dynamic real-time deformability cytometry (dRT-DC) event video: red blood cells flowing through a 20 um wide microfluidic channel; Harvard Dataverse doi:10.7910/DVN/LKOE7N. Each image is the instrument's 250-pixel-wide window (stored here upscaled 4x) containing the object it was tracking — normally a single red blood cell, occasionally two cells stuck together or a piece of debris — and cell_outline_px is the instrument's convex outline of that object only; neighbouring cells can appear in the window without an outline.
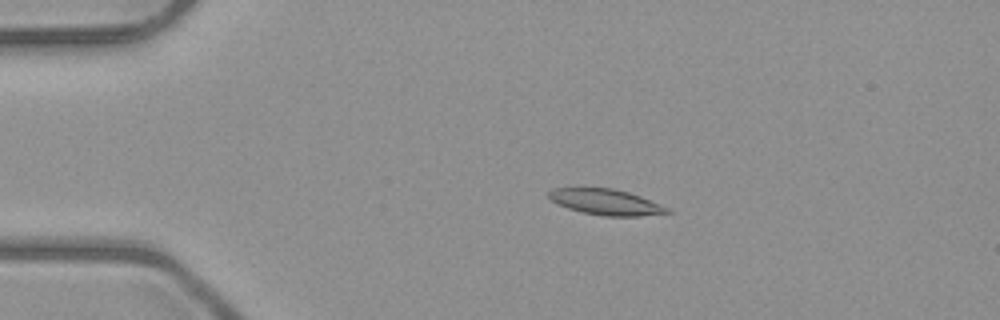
{"species": "common noctule bat (a hibernating species)", "species_latin": "Nyctalus noctula", "temperature_condition": "room temperature", "stored_images_in_passage": 5, "camera_frame_rate_fps": 3000, "um_per_image_px": 0.085, "animal": {"sex": "male", "body_mass_g": 23.1, "forearm_length_mm": 52.7}, "frame": {"image": 1, "passage_image": 3, "time_ms": 3.0, "image_size_px": [1000, 320], "cell_outline_px": [[672, 212], [640, 216], [604, 216], [584, 212], [568, 208], [552, 200], [548, 196], [548, 192], [552, 188], [612, 188], [628, 192], [640, 196], [668, 208]], "centroid_in_image_um": [51.5, 17.17], "position_along_channel_um": 33.5, "area_um2": 17.46}}
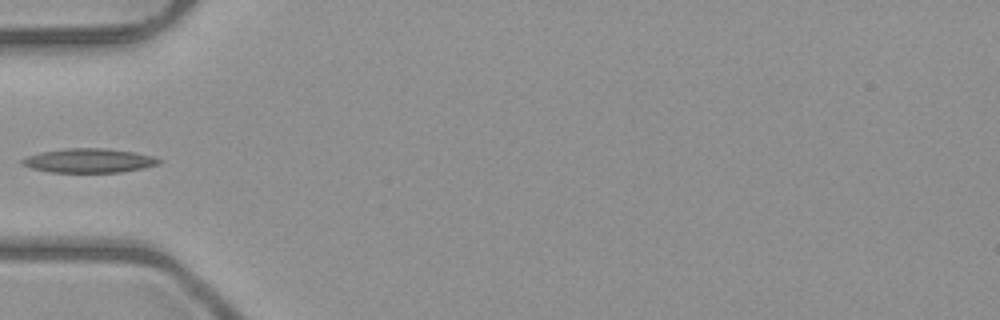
{"frame": {"image": 2, "passage_image": 5, "time_ms": 5.333, "image_size_px": [1000, 320], "cell_outline_px": [[164, 160], [160, 164], [144, 168], [120, 172], [48, 172], [32, 168], [20, 164], [20, 160], [28, 156], [40, 152], [68, 148], [108, 148], [136, 152], [152, 156]], "centroid_in_image_um": [7.59, 13.65], "position_along_channel_um": 77.4, "area_um2": 19.42}}